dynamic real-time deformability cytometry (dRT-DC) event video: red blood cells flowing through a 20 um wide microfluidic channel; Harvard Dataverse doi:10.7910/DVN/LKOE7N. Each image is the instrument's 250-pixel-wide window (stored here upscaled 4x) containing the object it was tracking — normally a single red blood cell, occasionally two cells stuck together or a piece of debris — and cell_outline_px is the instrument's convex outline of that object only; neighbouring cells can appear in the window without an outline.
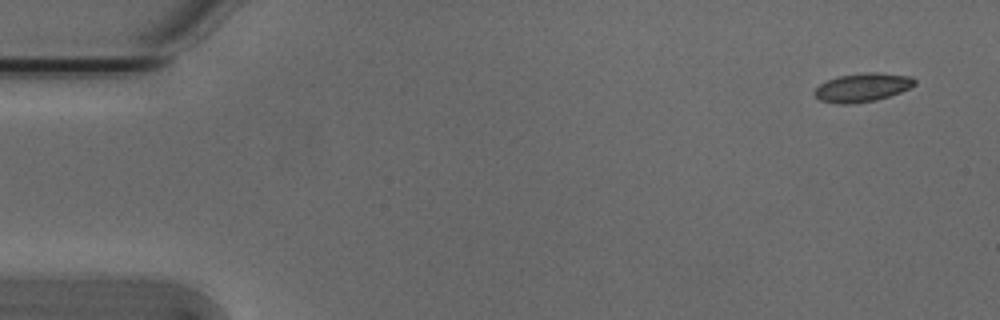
{"species": "Egyptian fruit bat (a non-hibernating species)", "species_latin": "Rousettus aegyptiacus", "temperature_condition": "cold", "stored_images_in_passage": 15, "camera_frame_rate_fps": 3000, "um_per_image_px": 0.085, "animal": {"sex": "male"}, "frame": {"image": 1, "passage_image": 1, "time_ms": 0.0, "image_size_px": [1000, 320], "cell_outline_px": [[916, 84], [900, 92], [876, 100], [852, 104], [836, 104], [820, 100], [812, 92], [820, 84], [828, 80], [840, 76], [864, 72], [876, 72], [912, 76], [916, 80]], "centroid_in_image_um": [73.3, 7.43], "position_along_channel_um": 11.7, "area_um2": 16.7}}
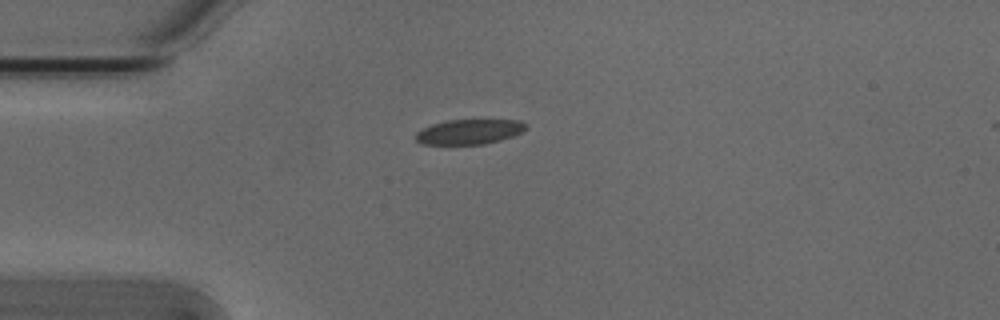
{"frame": {"image": 2, "passage_image": 12, "time_ms": 3.667, "image_size_px": [1000, 320], "cell_outline_px": [[528, 128], [512, 136], [500, 140], [484, 144], [420, 144], [416, 140], [416, 132], [432, 124], [448, 120], [520, 120]], "centroid_in_image_um": [39.87, 11.2], "position_along_channel_um": 45.1, "area_um2": 15.84}}